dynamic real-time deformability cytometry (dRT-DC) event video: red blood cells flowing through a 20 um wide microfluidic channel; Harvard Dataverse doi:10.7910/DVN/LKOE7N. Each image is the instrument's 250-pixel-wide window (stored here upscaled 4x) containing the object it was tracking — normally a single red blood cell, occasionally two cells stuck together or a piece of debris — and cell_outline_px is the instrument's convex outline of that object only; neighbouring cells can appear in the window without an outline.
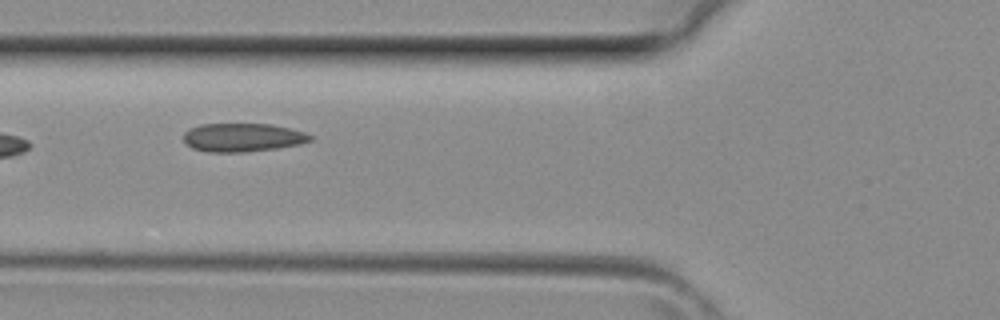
{"species": "common noctule bat (a hibernating species)", "species_latin": "Nyctalus noctula", "temperature_condition": "room temperature", "stored_images_in_passage": 4, "camera_frame_rate_fps": 3000, "um_per_image_px": 0.085, "animal": {"sex": "female", "body_mass_g": 29.2, "forearm_length_mm": 56.3}, "frame": {"image": 1, "passage_image": 3, "time_ms": 0.667, "image_size_px": [1000, 320], "cell_outline_px": [[312, 140], [300, 144], [276, 148], [248, 152], [208, 152], [192, 148], [184, 140], [184, 132], [188, 128], [200, 124], [272, 124], [292, 128], [304, 132], [312, 136]], "centroid_in_image_um": [20.63, 11.68], "position_along_channel_um": 105.2, "area_um2": 21.15}}
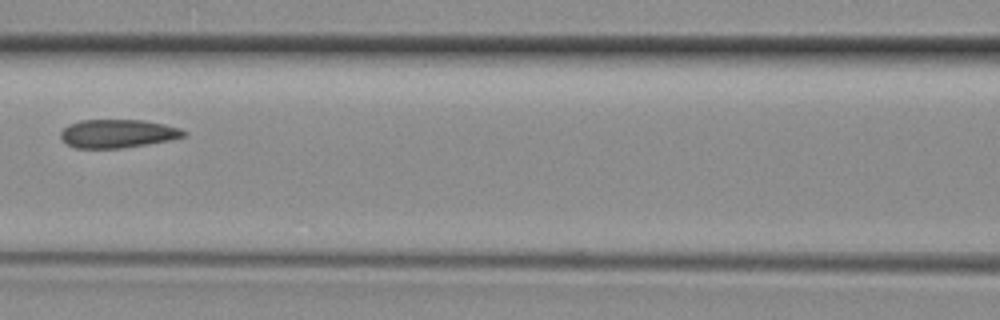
{"frame": {"image": 2, "passage_image": 4, "time_ms": 1.0, "image_size_px": [1000, 320], "cell_outline_px": [[184, 136], [172, 140], [148, 144], [120, 148], [76, 148], [68, 144], [60, 136], [60, 132], [68, 124], [80, 120], [144, 120], [164, 124], [180, 128], [184, 132]], "centroid_in_image_um": [9.99, 11.35], "position_along_channel_um": 156.6, "area_um2": 20.29}}